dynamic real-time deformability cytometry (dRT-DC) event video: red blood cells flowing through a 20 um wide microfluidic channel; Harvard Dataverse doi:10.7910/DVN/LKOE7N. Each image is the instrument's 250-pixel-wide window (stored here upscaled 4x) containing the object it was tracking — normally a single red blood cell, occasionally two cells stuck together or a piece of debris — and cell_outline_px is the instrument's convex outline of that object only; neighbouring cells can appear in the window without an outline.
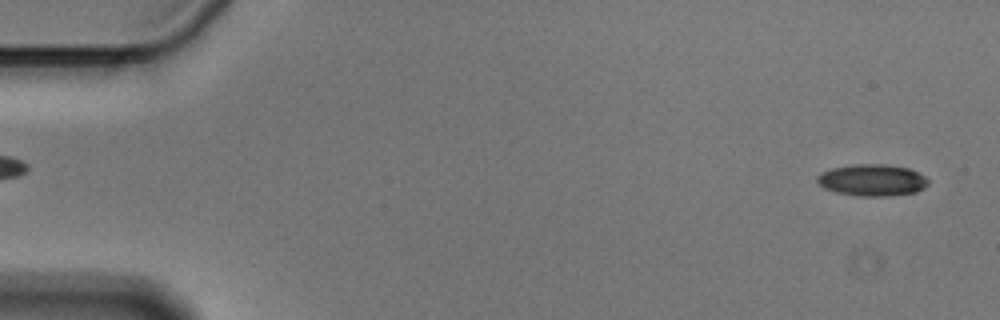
{"species": "Egyptian fruit bat (a non-hibernating species)", "species_latin": "Rousettus aegyptiacus", "temperature_condition": "cold", "stored_images_in_passage": 54, "camera_frame_rate_fps": 3000, "um_per_image_px": 0.085, "animal": {"sex": "male"}, "frame": {"image": 1, "passage_image": 1, "time_ms": 0.0, "image_size_px": [1000, 320], "cell_outline_px": [[928, 184], [924, 188], [916, 192], [884, 196], [860, 196], [836, 192], [824, 188], [816, 180], [816, 176], [832, 168], [856, 164], [884, 164], [908, 168], [924, 176], [928, 180]], "centroid_in_image_um": [74.14, 15.31], "position_along_channel_um": 10.9, "area_um2": 20.29}}
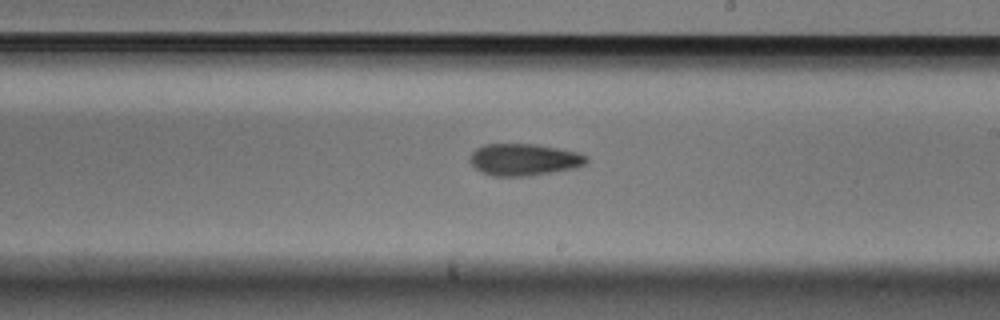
{"frame": {"image": 2, "passage_image": 31, "time_ms": 10.0, "image_size_px": [1000, 320], "cell_outline_px": [[588, 160], [584, 164], [576, 168], [532, 176], [492, 176], [480, 172], [468, 160], [472, 152], [476, 148], [484, 144], [532, 144], [580, 152], [588, 156]], "centroid_in_image_um": [44.54, 13.58], "position_along_channel_um": 244.5, "area_um2": 21.85}}
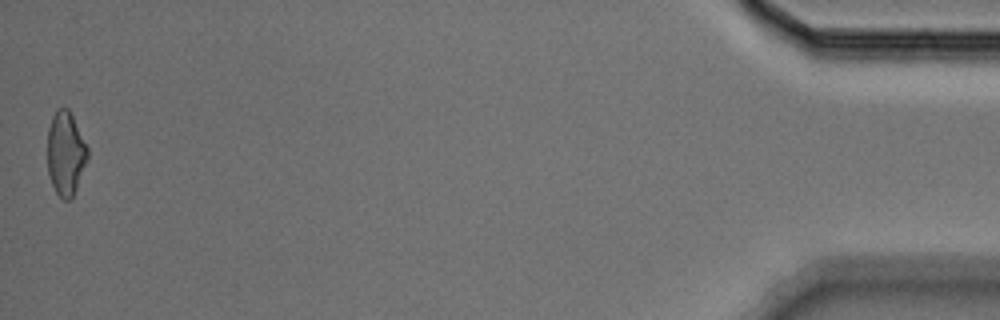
{"frame": {"image": 3, "passage_image": 54, "time_ms": 17.667, "image_size_px": [1000, 320], "cell_outline_px": [[88, 160], [76, 188], [72, 196], [68, 200], [64, 200], [56, 192], [52, 184], [48, 172], [48, 128], [52, 116], [56, 108], [68, 108], [88, 148]], "centroid_in_image_um": [5.58, 13.03], "position_along_channel_um": 429.6, "area_um2": 19.42}, "authors_computed_cell_mechanics": {"area_um2": 20.7791, "velocity_mm_per_s": 3.6075, "shape_relaxation_time_tau1_ms": 7.3085, "shape_relaxation_time_tau2_ms": 9.6425, "deformation_change_tau1": 0.149, "deformation_change_tau2": 0.208}}